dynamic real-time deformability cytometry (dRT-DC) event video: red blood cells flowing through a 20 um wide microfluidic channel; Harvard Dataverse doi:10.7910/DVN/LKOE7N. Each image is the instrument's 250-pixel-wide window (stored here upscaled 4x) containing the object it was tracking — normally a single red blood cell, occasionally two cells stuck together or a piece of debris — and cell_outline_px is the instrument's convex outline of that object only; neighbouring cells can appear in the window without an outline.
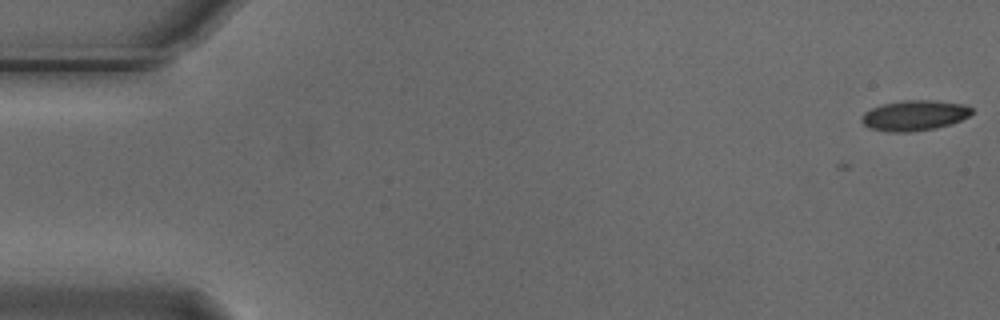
{"species": "Egyptian fruit bat (a non-hibernating species)", "species_latin": "Rousettus aegyptiacus", "temperature_condition": "cold", "stored_images_in_passage": 8, "camera_frame_rate_fps": 3000, "um_per_image_px": 0.085, "animal": {"sex": "male"}, "frame": {"image": 1, "passage_image": 1, "time_ms": 0.0, "image_size_px": [1000, 320], "cell_outline_px": [[972, 112], [968, 116], [952, 124], [936, 128], [908, 132], [888, 132], [868, 128], [860, 120], [860, 116], [864, 112], [872, 108], [884, 104], [904, 100], [932, 100], [964, 104], [972, 108]], "centroid_in_image_um": [77.7, 9.82], "position_along_channel_um": 7.3, "area_um2": 19.54}}